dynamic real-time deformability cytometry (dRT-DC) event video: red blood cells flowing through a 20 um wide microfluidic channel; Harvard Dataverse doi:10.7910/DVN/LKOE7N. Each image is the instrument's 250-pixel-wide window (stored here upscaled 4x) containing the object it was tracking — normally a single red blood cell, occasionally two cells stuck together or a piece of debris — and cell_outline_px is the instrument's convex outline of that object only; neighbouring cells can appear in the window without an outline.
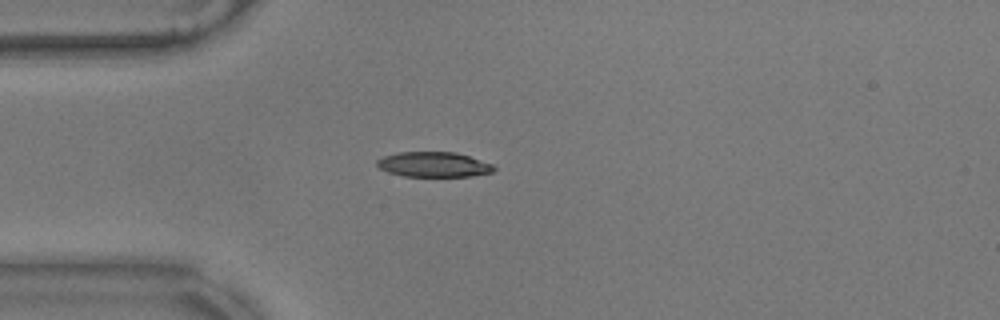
{"species": "common noctule bat (a hibernating species)", "species_latin": "Nyctalus noctula", "temperature_condition": "warm", "stored_images_in_passage": 19, "camera_frame_rate_fps": 3000, "um_per_image_px": 0.085, "animal": {"sex": "male", "body_mass_g": 17.9}, "frame": {"image": 1, "passage_image": 1, "time_ms": 0.0, "image_size_px": [1000, 320], "cell_outline_px": [[496, 168], [492, 172], [472, 176], [404, 176], [388, 172], [380, 168], [376, 164], [376, 160], [384, 156], [396, 152], [456, 152], [492, 164]], "centroid_in_image_um": [36.84, 13.98], "position_along_channel_um": 48.2, "area_um2": 16.99}}
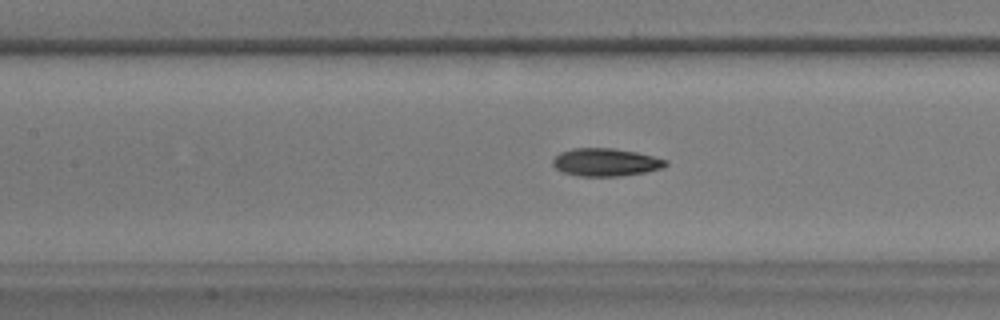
{"frame": {"image": 2, "passage_image": 11, "time_ms": 3.333, "image_size_px": [1000, 320], "cell_outline_px": [[668, 164], [664, 168], [644, 172], [620, 176], [580, 176], [564, 172], [556, 168], [552, 164], [552, 160], [560, 152], [572, 148], [612, 148], [636, 152], [668, 160]], "centroid_in_image_um": [51.49, 13.79], "position_along_channel_um": 155.9, "area_um2": 18.26}}
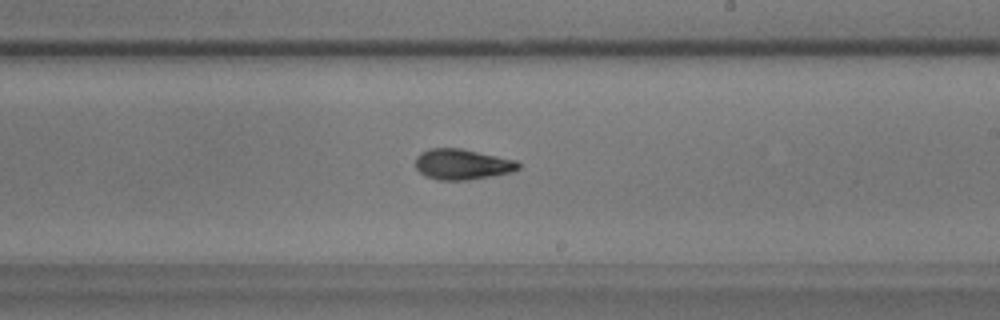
{"frame": {"image": 3, "passage_image": 19, "time_ms": 6.0, "image_size_px": [1000, 320], "cell_outline_px": [[520, 168], [512, 172], [492, 176], [468, 180], [440, 180], [424, 176], [416, 168], [416, 156], [420, 152], [428, 148], [460, 148], [516, 160], [520, 164]], "centroid_in_image_um": [39.27, 13.96], "position_along_channel_um": 249.7, "area_um2": 18.44}}